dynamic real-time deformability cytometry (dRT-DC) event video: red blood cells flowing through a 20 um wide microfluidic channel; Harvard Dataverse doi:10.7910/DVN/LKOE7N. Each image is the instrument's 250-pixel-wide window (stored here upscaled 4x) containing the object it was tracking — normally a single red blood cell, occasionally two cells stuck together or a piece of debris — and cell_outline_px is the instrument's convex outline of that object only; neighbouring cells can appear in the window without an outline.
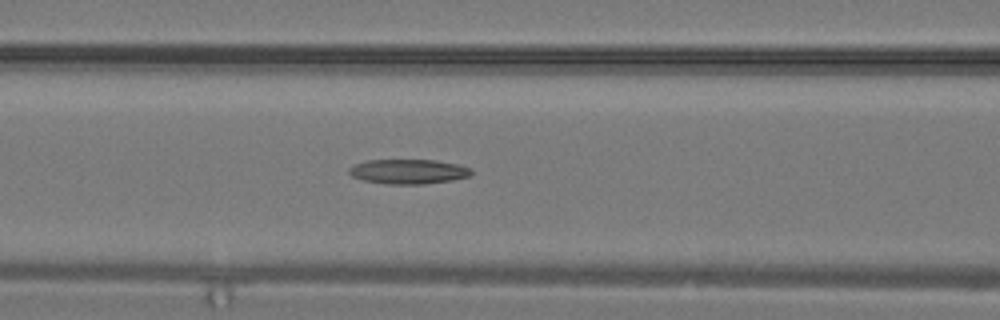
{"species": "common noctule bat (a hibernating species)", "species_latin": "Nyctalus noctula", "temperature_condition": "warm", "stored_images_in_passage": 33, "camera_frame_rate_fps": 3000, "um_per_image_px": 0.085, "animal": {"sex": "male", "body_mass_g": 19.2, "forearm_length_mm": 51.8}, "frame": {"image": 1, "passage_image": 14, "time_ms": 4.333, "image_size_px": [1000, 320], "cell_outline_px": [[472, 176], [452, 180], [424, 184], [388, 184], [364, 180], [352, 176], [348, 172], [348, 168], [352, 164], [368, 160], [436, 160], [456, 164], [472, 168]], "centroid_in_image_um": [34.71, 14.58], "position_along_channel_um": 131.9, "area_um2": 17.69}}
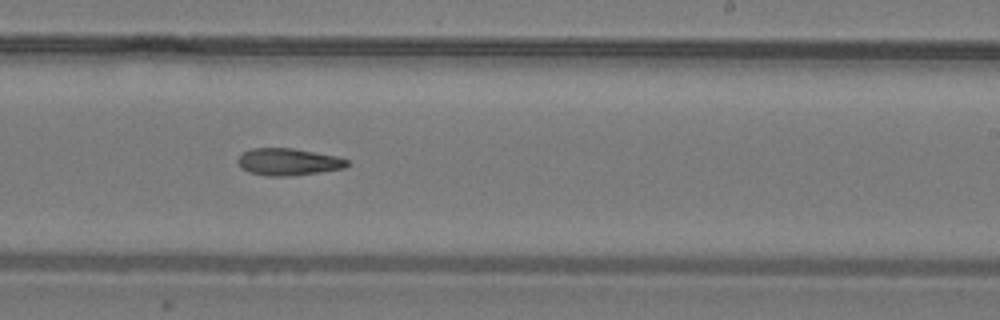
{"frame": {"image": 2, "passage_image": 20, "time_ms": 6.333, "image_size_px": [1000, 320], "cell_outline_px": [[348, 164], [344, 168], [320, 172], [292, 176], [264, 176], [248, 172], [240, 168], [236, 160], [244, 152], [252, 148], [292, 148], [336, 156], [348, 160]], "centroid_in_image_um": [24.46, 13.77], "position_along_channel_um": 264.5, "area_um2": 17.28}}
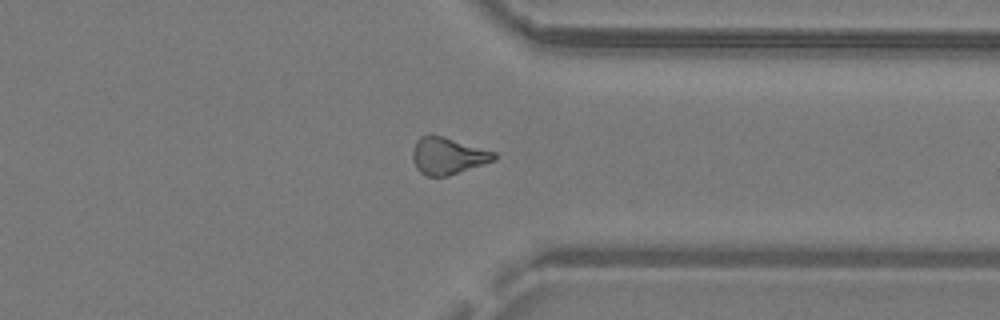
{"frame": {"image": 3, "passage_image": 25, "time_ms": 8.0, "image_size_px": [1000, 320], "cell_outline_px": [[496, 160], [448, 176], [428, 176], [420, 172], [416, 168], [412, 160], [412, 148], [416, 140], [420, 136], [444, 136], [496, 152]], "centroid_in_image_um": [38.05, 13.25], "position_along_channel_um": 373.3, "area_um2": 17.57}}